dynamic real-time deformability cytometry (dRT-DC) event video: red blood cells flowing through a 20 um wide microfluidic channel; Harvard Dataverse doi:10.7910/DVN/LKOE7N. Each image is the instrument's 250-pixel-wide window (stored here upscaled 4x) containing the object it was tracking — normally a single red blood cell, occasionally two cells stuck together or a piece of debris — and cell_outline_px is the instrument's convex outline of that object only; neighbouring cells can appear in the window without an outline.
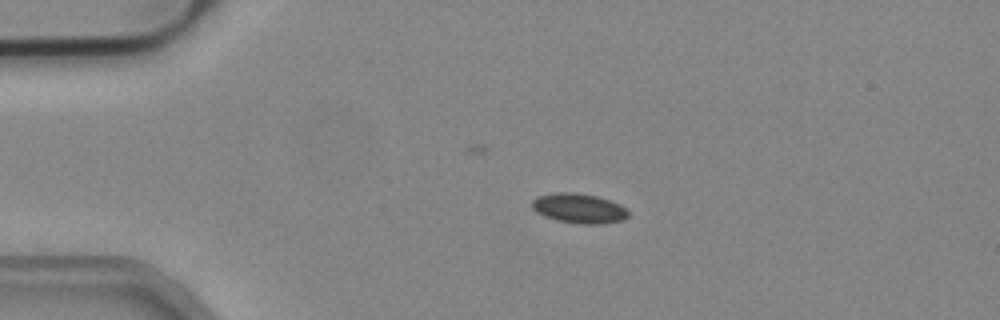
{"species": "common noctule bat (a hibernating species)", "species_latin": "Nyctalus noctula", "temperature_condition": "cold", "stored_images_in_passage": 7, "camera_frame_rate_fps": 3000, "um_per_image_px": 0.085, "animal": {"sex": "male", "body_mass_g": 19.2, "forearm_length_mm": 51.8}, "frame": {"image": 1, "passage_image": 5, "time_ms": 1.333, "image_size_px": [1000, 320], "cell_outline_px": [[628, 216], [624, 220], [600, 224], [584, 224], [556, 220], [536, 212], [532, 208], [532, 200], [540, 196], [556, 192], [576, 192], [596, 196], [620, 204], [628, 212]], "centroid_in_image_um": [49.21, 17.71], "position_along_channel_um": 35.8, "area_um2": 16.53}}
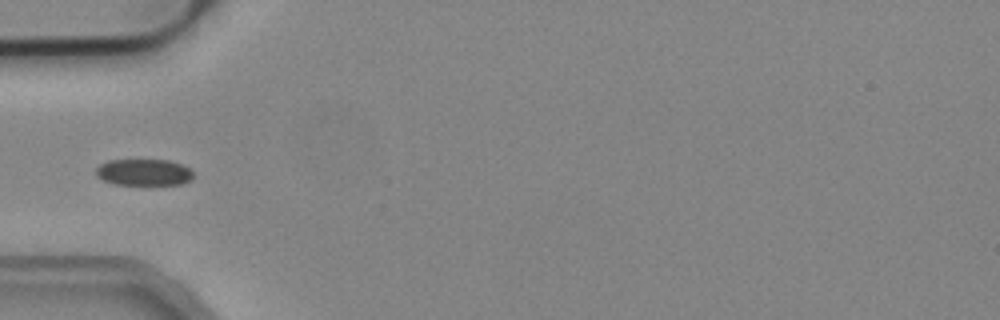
{"frame": {"image": 2, "passage_image": 6, "time_ms": 1.667, "image_size_px": [1000, 320], "cell_outline_px": [[192, 180], [180, 184], [112, 184], [96, 176], [96, 168], [100, 164], [108, 160], [168, 160], [184, 164], [192, 168]], "centroid_in_image_um": [12.25, 14.63], "position_along_channel_um": 72.8, "area_um2": 15.14}}